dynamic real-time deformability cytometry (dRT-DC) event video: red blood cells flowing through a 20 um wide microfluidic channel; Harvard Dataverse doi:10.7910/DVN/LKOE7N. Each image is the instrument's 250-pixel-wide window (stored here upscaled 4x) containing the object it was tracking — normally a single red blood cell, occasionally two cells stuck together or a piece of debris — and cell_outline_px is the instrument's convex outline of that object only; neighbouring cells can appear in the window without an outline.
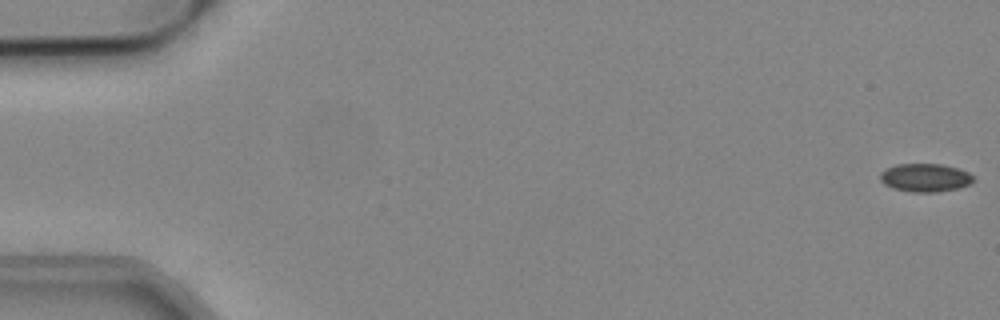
{"species": "common noctule bat (a hibernating species)", "species_latin": "Nyctalus noctula", "temperature_condition": "cold", "stored_images_in_passage": 9, "camera_frame_rate_fps": 3000, "um_per_image_px": 0.085, "animal": {"sex": "male", "body_mass_g": 19.2, "forearm_length_mm": 51.8}, "frame": {"image": 1, "passage_image": 1, "time_ms": 0.0, "image_size_px": [1000, 320], "cell_outline_px": [[972, 180], [968, 184], [956, 188], [936, 192], [912, 192], [892, 188], [884, 184], [880, 180], [880, 172], [884, 168], [896, 164], [940, 164], [956, 168], [968, 172], [972, 176]], "centroid_in_image_um": [78.55, 15.09], "position_along_channel_um": 6.4, "area_um2": 15.2}}